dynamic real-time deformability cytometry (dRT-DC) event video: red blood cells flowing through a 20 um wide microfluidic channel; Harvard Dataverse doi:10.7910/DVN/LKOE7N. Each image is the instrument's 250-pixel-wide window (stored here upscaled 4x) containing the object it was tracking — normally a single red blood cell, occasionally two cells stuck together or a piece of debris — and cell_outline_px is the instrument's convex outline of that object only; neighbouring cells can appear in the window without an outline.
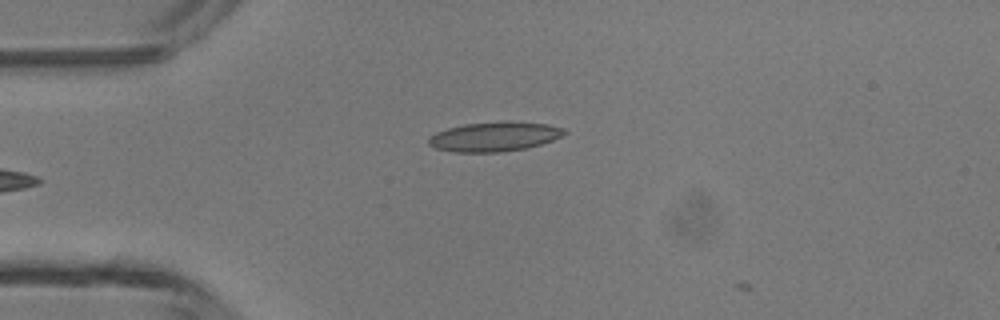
{"species": "common noctule bat (a hibernating species)", "species_latin": "Nyctalus noctula", "temperature_condition": "room temperature", "stored_images_in_passage": 4, "camera_frame_rate_fps": 3000, "um_per_image_px": 0.085, "animal": {"sex": "male", "body_mass_g": 13.3}, "frame": {"image": 1, "passage_image": 2, "time_ms": 0.333, "image_size_px": [1000, 320], "cell_outline_px": [[568, 132], [552, 140], [528, 148], [500, 152], [452, 152], [436, 148], [428, 144], [428, 136], [436, 132], [448, 128], [464, 124], [508, 120], [548, 124], [564, 128]], "centroid_in_image_um": [42.02, 11.6], "position_along_channel_um": 43.0, "area_um2": 23.58}}